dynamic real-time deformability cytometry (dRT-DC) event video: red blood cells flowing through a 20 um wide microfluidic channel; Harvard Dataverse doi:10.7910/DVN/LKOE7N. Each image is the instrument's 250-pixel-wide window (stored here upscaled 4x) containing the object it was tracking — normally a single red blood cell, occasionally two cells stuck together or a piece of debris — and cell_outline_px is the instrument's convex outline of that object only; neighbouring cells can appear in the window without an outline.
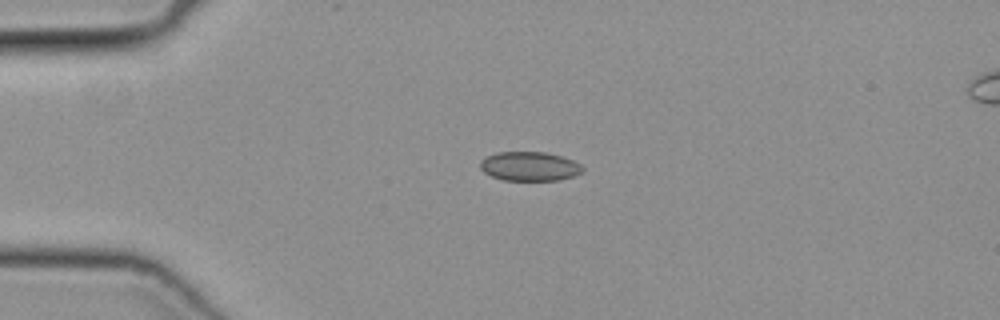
{"species": "common noctule bat (a hibernating species)", "species_latin": "Nyctalus noctula", "temperature_condition": "cold", "stored_images_in_passage": 47, "camera_frame_rate_fps": 3000, "um_per_image_px": 0.085, "animal": {"sex": "female", "body_mass_g": 19.3, "forearm_length_mm": 54.1}, "frame": {"image": 1, "passage_image": 10, "time_ms": 3.0, "image_size_px": [1000, 320], "cell_outline_px": [[584, 172], [572, 176], [556, 180], [504, 180], [492, 176], [484, 172], [480, 168], [480, 160], [496, 152], [544, 152], [560, 156], [572, 160], [580, 164], [584, 168]], "centroid_in_image_um": [45.01, 14.13], "position_along_channel_um": 40.0, "area_um2": 17.28}}
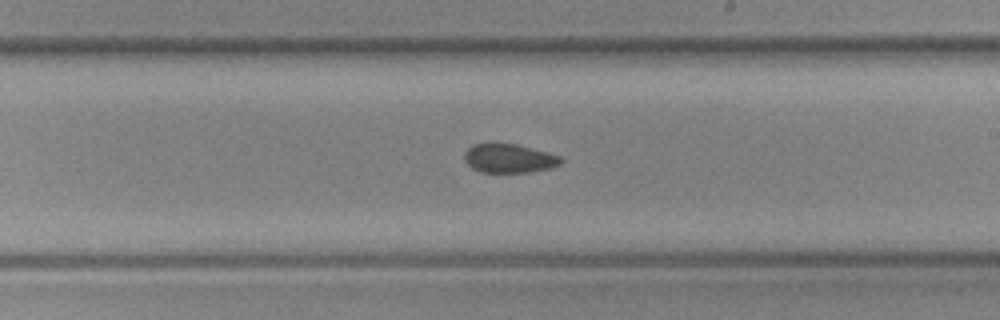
{"frame": {"image": 2, "passage_image": 27, "time_ms": 8.667, "image_size_px": [1000, 320], "cell_outline_px": [[564, 160], [560, 164], [552, 168], [528, 172], [480, 172], [472, 168], [464, 160], [464, 152], [472, 144], [516, 144], [560, 156]], "centroid_in_image_um": [43.26, 13.47], "position_along_channel_um": 245.7, "area_um2": 16.13}}
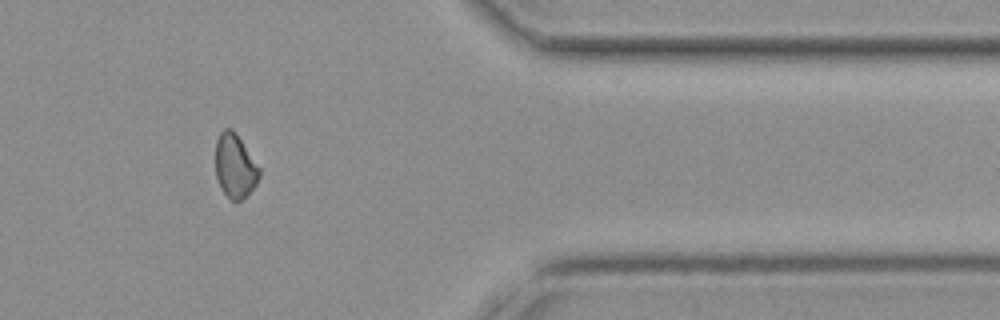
{"frame": {"image": 3, "passage_image": 39, "time_ms": 12.667, "image_size_px": [1000, 320], "cell_outline_px": [[260, 176], [256, 184], [248, 196], [236, 204], [224, 192], [216, 176], [216, 140], [220, 132], [224, 128], [232, 128], [260, 168]], "centroid_in_image_um": [19.99, 14.14], "position_along_channel_um": 391.4, "area_um2": 16.3}}